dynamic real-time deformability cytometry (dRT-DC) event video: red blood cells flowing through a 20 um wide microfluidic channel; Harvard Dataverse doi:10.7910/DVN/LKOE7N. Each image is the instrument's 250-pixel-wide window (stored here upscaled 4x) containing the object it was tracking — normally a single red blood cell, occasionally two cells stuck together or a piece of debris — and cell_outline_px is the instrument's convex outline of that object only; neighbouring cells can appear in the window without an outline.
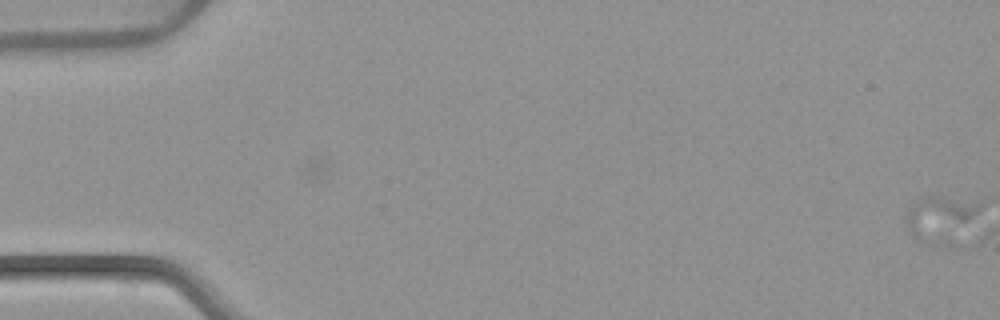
{"species": "common noctule bat (a hibernating species)", "species_latin": "Nyctalus noctula", "temperature_condition": "warm", "stored_images_in_passage": 9, "camera_frame_rate_fps": 3000, "um_per_image_px": 0.085, "animal": {"sex": "female", "body_mass_g": 22.7, "forearm_length_mm": 54.2}, "frame": {"image": 1, "passage_image": 1, "time_ms": 0.0, "image_size_px": [1000, 320], "cell_outline_px": [[984, 204], [976, 212], [964, 220], [920, 236], [916, 236], [912, 232], [908, 224], [908, 212], [916, 200], [920, 196], [940, 196], [984, 200]], "centroid_in_image_um": [79.89, 18.08], "position_along_channel_um": 5.1, "area_um2": 14.51}}